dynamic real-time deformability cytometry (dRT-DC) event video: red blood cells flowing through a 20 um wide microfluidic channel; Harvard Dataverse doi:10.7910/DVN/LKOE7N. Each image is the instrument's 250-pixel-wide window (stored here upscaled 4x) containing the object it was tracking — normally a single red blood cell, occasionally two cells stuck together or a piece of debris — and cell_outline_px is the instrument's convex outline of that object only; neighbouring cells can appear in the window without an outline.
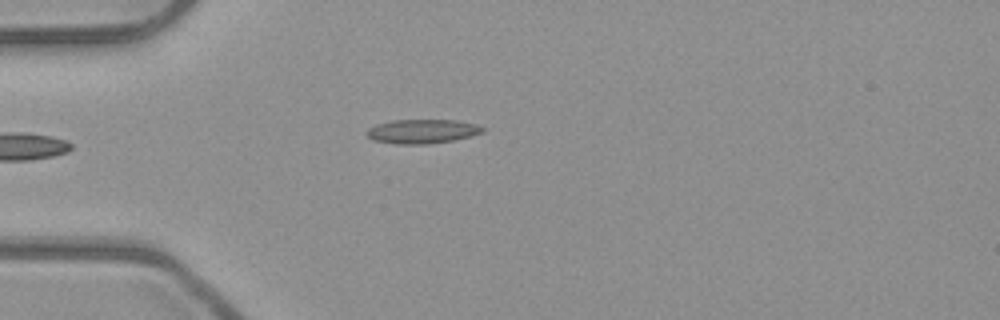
{"species": "common noctule bat (a hibernating species)", "species_latin": "Nyctalus noctula", "temperature_condition": "room temperature", "stored_images_in_passage": 3, "camera_frame_rate_fps": 3000, "um_per_image_px": 0.085, "animal": {"sex": "male", "body_mass_g": 23.1, "forearm_length_mm": 52.7}, "frame": {"image": 1, "passage_image": 2, "time_ms": 0.333, "image_size_px": [1000, 320], "cell_outline_px": [[488, 128], [484, 132], [452, 140], [424, 144], [396, 144], [372, 140], [368, 136], [368, 128], [376, 124], [392, 120], [456, 120], [476, 124]], "centroid_in_image_um": [35.9, 11.15], "position_along_channel_um": 49.1, "area_um2": 16.24}}